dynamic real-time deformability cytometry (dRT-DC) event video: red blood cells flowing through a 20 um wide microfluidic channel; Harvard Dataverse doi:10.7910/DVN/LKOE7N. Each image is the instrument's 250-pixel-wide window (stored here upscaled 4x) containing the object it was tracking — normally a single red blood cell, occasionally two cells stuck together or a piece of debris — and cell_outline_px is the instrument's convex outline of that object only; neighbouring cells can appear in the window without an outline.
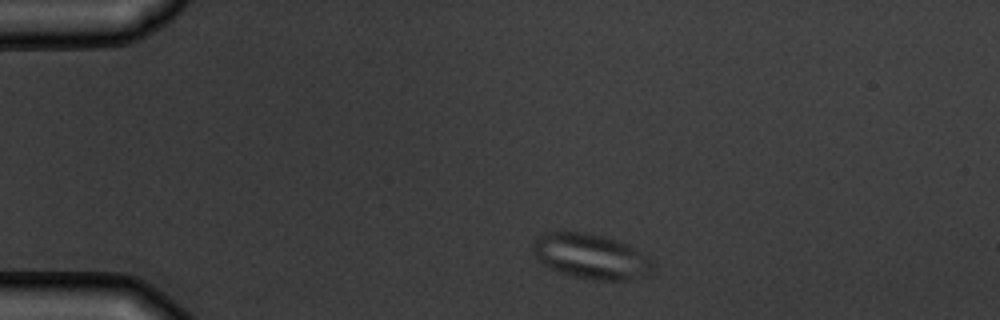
{"species": "common noctule bat (a hibernating species)", "species_latin": "Nyctalus noctula", "temperature_condition": "warm", "stored_images_in_passage": 5, "camera_frame_rate_fps": 3000, "um_per_image_px": 0.085, "animal": {"sex": "male", "body_mass_g": 19.5, "forearm_length_mm": 54.6}, "frame": {"image": 1, "passage_image": 2, "time_ms": 1.0, "image_size_px": [1000, 320], "cell_outline_px": [[652, 268], [648, 276], [628, 280], [592, 280], [560, 272], [548, 268], [532, 252], [532, 244], [536, 236], [548, 232], [584, 232], [616, 240], [648, 256], [652, 260]], "centroid_in_image_um": [50.2, 21.8], "position_along_channel_um": 34.8, "area_um2": 31.21}}